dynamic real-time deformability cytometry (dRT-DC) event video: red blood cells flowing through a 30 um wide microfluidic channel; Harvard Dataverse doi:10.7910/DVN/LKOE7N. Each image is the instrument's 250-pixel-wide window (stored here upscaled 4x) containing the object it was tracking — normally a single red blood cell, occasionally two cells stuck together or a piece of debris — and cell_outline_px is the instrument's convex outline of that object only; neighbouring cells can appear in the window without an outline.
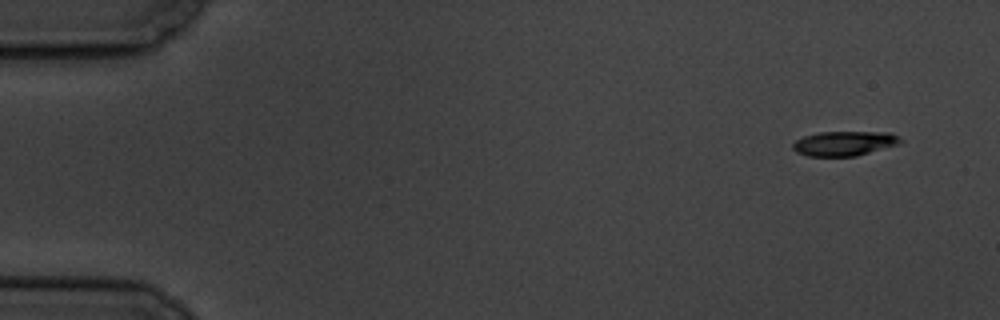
{"species": "common noctule bat (a hibernating species)", "species_latin": "Nyctalus noctula", "temperature_condition": "cold", "stored_images_in_passage": 5, "camera_frame_rate_fps": 3000, "um_per_image_px": 0.085, "animal": {"sex": "male", "body_mass_g": 19.5, "forearm_length_mm": 54.6}, "frame": {"image": 1, "passage_image": 1, "time_ms": 0.0, "image_size_px": [1000, 320], "cell_outline_px": [[904, 140], [900, 144], [856, 156], [808, 156], [796, 152], [792, 148], [792, 144], [796, 140], [804, 136], [820, 132], [892, 132]], "centroid_in_image_um": [71.8, 12.19], "position_along_channel_um": 13.2, "area_um2": 15.55}}
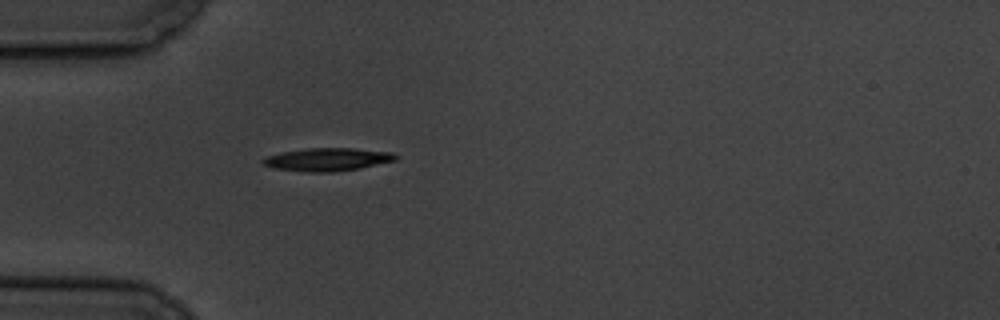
{"frame": {"image": 2, "passage_image": 5, "time_ms": 4.667, "image_size_px": [1000, 320], "cell_outline_px": [[396, 160], [360, 168], [336, 172], [304, 172], [276, 168], [264, 164], [260, 160], [264, 156], [280, 152], [308, 148], [356, 148], [392, 152], [396, 156]], "centroid_in_image_um": [27.8, 13.55], "position_along_channel_um": 57.2, "area_um2": 17.86}}